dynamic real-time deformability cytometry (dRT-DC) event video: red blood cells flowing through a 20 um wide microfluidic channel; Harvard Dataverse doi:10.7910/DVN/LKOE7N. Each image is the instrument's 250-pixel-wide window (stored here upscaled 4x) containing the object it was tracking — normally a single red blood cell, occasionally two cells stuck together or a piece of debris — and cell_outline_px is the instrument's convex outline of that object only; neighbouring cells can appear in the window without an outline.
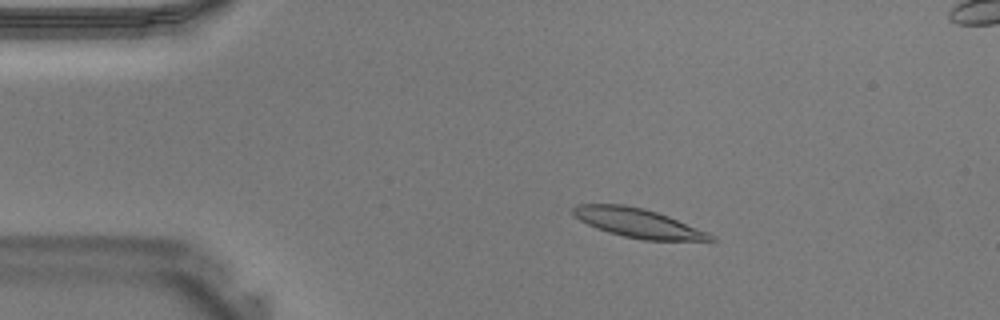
{"species": "Egyptian fruit bat (a non-hibernating species)", "species_latin": "Rousettus aegyptiacus", "temperature_condition": "warm", "stored_images_in_passage": 42, "camera_frame_rate_fps": 3000, "um_per_image_px": 0.085, "animal": {"sex": "male"}, "frame": {"image": 1, "passage_image": 8, "time_ms": 2.333, "image_size_px": [1000, 320], "cell_outline_px": [[716, 240], [644, 240], [624, 236], [608, 232], [596, 228], [572, 216], [572, 208], [576, 204], [624, 204], [644, 208], [668, 216], [708, 232]], "centroid_in_image_um": [54.16, 18.94], "position_along_channel_um": 30.8, "area_um2": 23.12}}
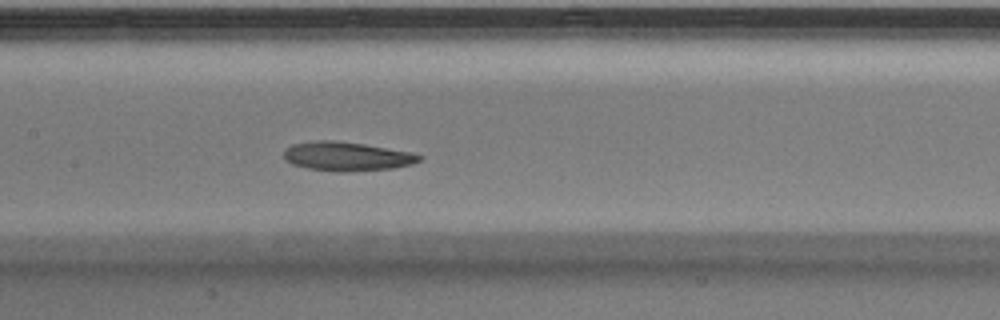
{"frame": {"image": 2, "passage_image": 20, "time_ms": 6.333, "image_size_px": [1000, 320], "cell_outline_px": [[424, 156], [420, 160], [412, 164], [392, 168], [348, 172], [340, 172], [308, 168], [292, 164], [284, 160], [284, 148], [292, 144], [312, 140], [332, 140], [364, 144], [412, 152]], "centroid_in_image_um": [29.45, 13.28], "position_along_channel_um": 177.9, "area_um2": 23.06}}
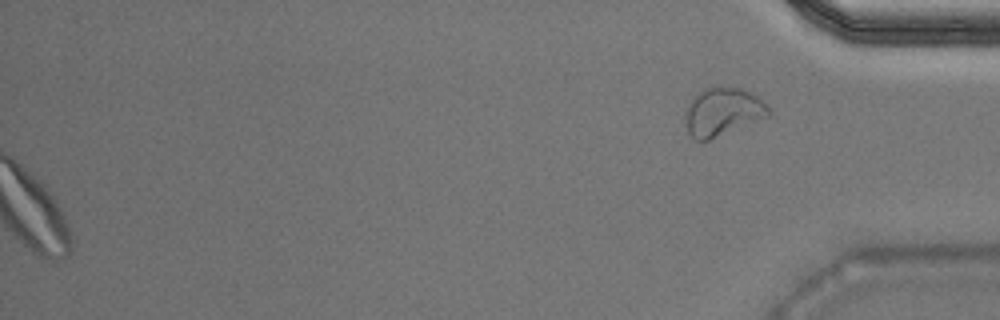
{"frame": {"image": 3, "passage_image": 42, "time_ms": 13.667, "image_size_px": [1000, 320], "cell_outline_px": [[772, 112], [768, 116], [708, 140], [696, 140], [688, 132], [684, 116], [692, 100], [704, 88], [716, 84], [720, 84], [740, 88], [764, 100]], "centroid_in_image_um": [61.44, 9.46], "position_along_channel_um": 373.8, "area_um2": 23.24}}